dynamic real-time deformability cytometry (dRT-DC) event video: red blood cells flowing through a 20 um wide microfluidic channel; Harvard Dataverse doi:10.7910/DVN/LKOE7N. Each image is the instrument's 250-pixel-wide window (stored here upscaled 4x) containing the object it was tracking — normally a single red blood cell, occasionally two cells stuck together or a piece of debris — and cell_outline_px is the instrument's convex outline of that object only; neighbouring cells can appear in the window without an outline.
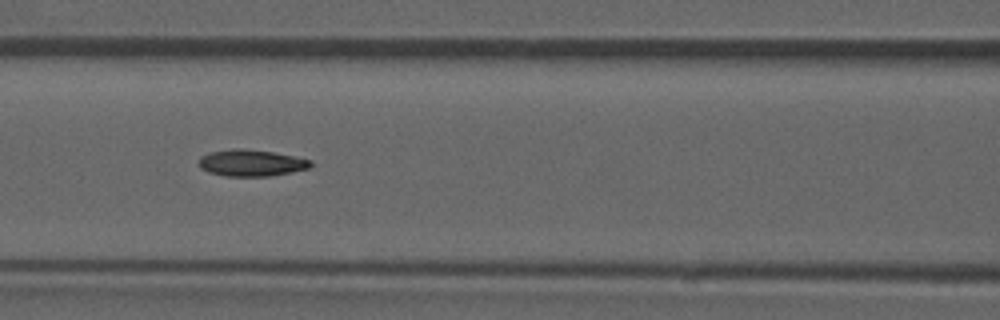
{"species": "common noctule bat (a hibernating species)", "species_latin": "Nyctalus noctula", "temperature_condition": "room temperature", "stored_images_in_passage": 53, "camera_frame_rate_fps": 3000, "um_per_image_px": 0.085, "animal": {"sex": "male", "forearm_length_mm": 52.5}, "frame": {"image": 1, "passage_image": 23, "time_ms": 7.333, "image_size_px": [1000, 320], "cell_outline_px": [[316, 164], [312, 168], [292, 172], [268, 176], [224, 176], [208, 172], [200, 168], [200, 156], [208, 152], [236, 148], [240, 148], [272, 152], [312, 160]], "centroid_in_image_um": [21.39, 13.85], "position_along_channel_um": 145.2, "area_um2": 17.46}}
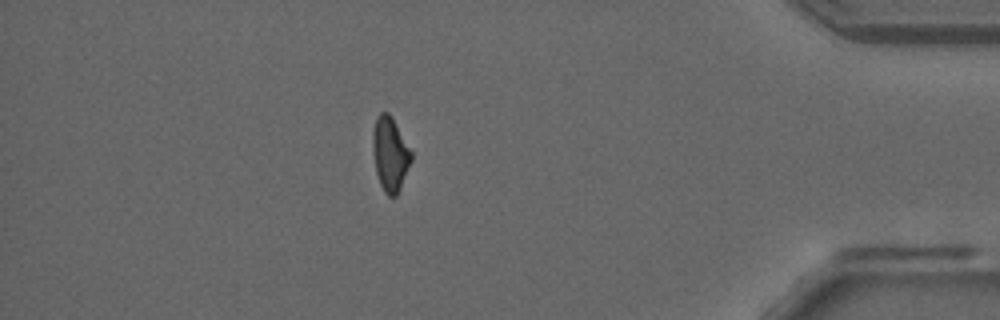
{"frame": {"image": 2, "passage_image": 46, "time_ms": 15.0, "image_size_px": [1000, 320], "cell_outline_px": [[412, 160], [400, 188], [396, 196], [388, 196], [384, 192], [380, 184], [376, 172], [372, 148], [372, 132], [376, 116], [380, 112], [388, 112], [392, 116], [412, 152]], "centroid_in_image_um": [33.15, 13.06], "position_along_channel_um": 402.1, "area_um2": 16.76}, "authors_computed_cell_mechanics": {"area_um2": 17.7446, "velocity_mm_per_s": 3.9089, "shape_relaxation_time_tau1_ms": 5.217, "shape_relaxation_time_tau2_ms": null, "deformation_change_tau1": 0.112, "deformation_change_tau2": null}}